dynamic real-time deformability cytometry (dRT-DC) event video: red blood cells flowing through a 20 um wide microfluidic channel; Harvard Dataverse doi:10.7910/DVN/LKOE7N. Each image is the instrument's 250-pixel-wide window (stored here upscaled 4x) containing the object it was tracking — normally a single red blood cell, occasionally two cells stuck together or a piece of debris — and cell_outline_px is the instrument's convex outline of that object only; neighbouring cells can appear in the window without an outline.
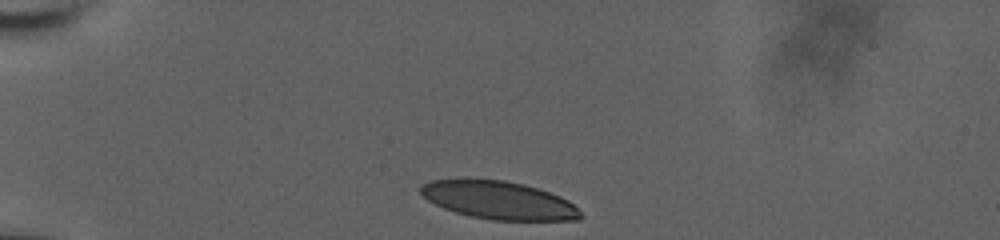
{"species": "human", "species_latin": "Homo sapiens", "temperature_condition": "room temperature", "stored_images_in_passage": 23, "camera_frame_rate_fps": 3000, "um_per_image_px": 0.085, "donor": {"sex": "male"}, "frame": {"image": 1, "passage_image": 1, "time_ms": 0.0, "image_size_px": [1000, 240], "cell_outline_px": [[584, 216], [580, 220], [492, 220], [472, 216], [456, 212], [444, 208], [428, 200], [420, 192], [420, 184], [428, 180], [460, 176], [504, 180], [524, 184], [560, 196], [568, 200]], "centroid_in_image_um": [42.31, 16.97], "position_along_channel_um": 42.7, "area_um2": 36.07}}
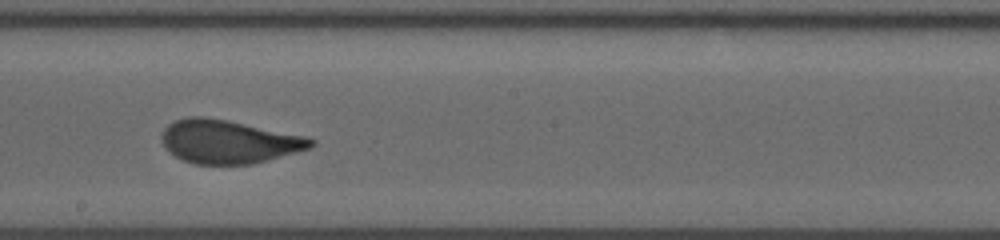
{"frame": {"image": 2, "passage_image": 14, "time_ms": 4.333, "image_size_px": [1000, 240], "cell_outline_px": [[316, 144], [308, 148], [296, 152], [252, 164], [196, 164], [184, 160], [168, 152], [164, 148], [160, 140], [160, 136], [164, 128], [168, 124], [176, 120], [188, 116], [204, 116], [228, 120], [308, 136], [316, 140]], "centroid_in_image_um": [19.41, 12.02], "position_along_channel_um": 228.8, "area_um2": 38.03}}
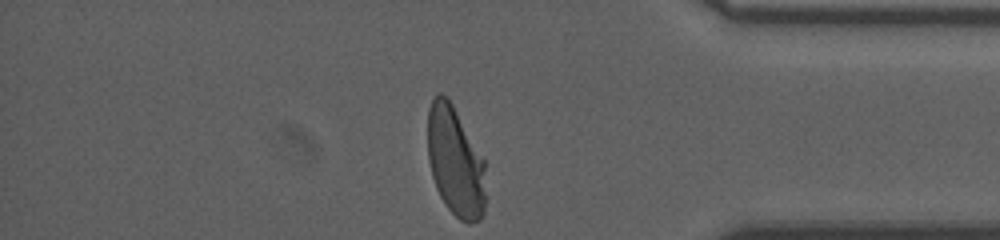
{"frame": {"image": 3, "passage_image": 23, "time_ms": 7.333, "image_size_px": [1000, 240], "cell_outline_px": [[484, 216], [480, 220], [472, 224], [468, 224], [460, 220], [448, 208], [440, 196], [436, 188], [432, 176], [428, 160], [428, 108], [432, 96], [436, 92], [440, 92], [452, 104], [484, 160]], "centroid_in_image_um": [38.68, 13.75], "position_along_channel_um": 396.5, "area_um2": 36.99}}